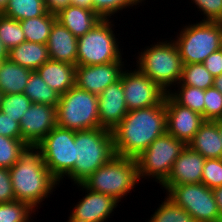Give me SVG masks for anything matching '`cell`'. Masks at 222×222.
Returning <instances> with one entry per match:
<instances>
[{
    "instance_id": "cell-49",
    "label": "cell",
    "mask_w": 222,
    "mask_h": 222,
    "mask_svg": "<svg viewBox=\"0 0 222 222\" xmlns=\"http://www.w3.org/2000/svg\"><path fill=\"white\" fill-rule=\"evenodd\" d=\"M2 96H3V93L0 91V109H1Z\"/></svg>"
},
{
    "instance_id": "cell-10",
    "label": "cell",
    "mask_w": 222,
    "mask_h": 222,
    "mask_svg": "<svg viewBox=\"0 0 222 222\" xmlns=\"http://www.w3.org/2000/svg\"><path fill=\"white\" fill-rule=\"evenodd\" d=\"M74 142L75 131L56 126L35 146L59 183L74 169L77 160Z\"/></svg>"
},
{
    "instance_id": "cell-9",
    "label": "cell",
    "mask_w": 222,
    "mask_h": 222,
    "mask_svg": "<svg viewBox=\"0 0 222 222\" xmlns=\"http://www.w3.org/2000/svg\"><path fill=\"white\" fill-rule=\"evenodd\" d=\"M186 144L167 132L156 138L136 159L139 179H155L160 185L167 179L175 160ZM142 178V179H141Z\"/></svg>"
},
{
    "instance_id": "cell-25",
    "label": "cell",
    "mask_w": 222,
    "mask_h": 222,
    "mask_svg": "<svg viewBox=\"0 0 222 222\" xmlns=\"http://www.w3.org/2000/svg\"><path fill=\"white\" fill-rule=\"evenodd\" d=\"M57 21L56 14L48 11L39 17L20 21L25 40L40 44H47L52 26Z\"/></svg>"
},
{
    "instance_id": "cell-2",
    "label": "cell",
    "mask_w": 222,
    "mask_h": 222,
    "mask_svg": "<svg viewBox=\"0 0 222 222\" xmlns=\"http://www.w3.org/2000/svg\"><path fill=\"white\" fill-rule=\"evenodd\" d=\"M9 172L16 200L29 204L34 210L60 184L45 165L42 153L32 146L9 168Z\"/></svg>"
},
{
    "instance_id": "cell-13",
    "label": "cell",
    "mask_w": 222,
    "mask_h": 222,
    "mask_svg": "<svg viewBox=\"0 0 222 222\" xmlns=\"http://www.w3.org/2000/svg\"><path fill=\"white\" fill-rule=\"evenodd\" d=\"M21 139L35 147L57 126L56 107L48 104L32 103L20 122Z\"/></svg>"
},
{
    "instance_id": "cell-44",
    "label": "cell",
    "mask_w": 222,
    "mask_h": 222,
    "mask_svg": "<svg viewBox=\"0 0 222 222\" xmlns=\"http://www.w3.org/2000/svg\"><path fill=\"white\" fill-rule=\"evenodd\" d=\"M70 5L93 10V0H70Z\"/></svg>"
},
{
    "instance_id": "cell-26",
    "label": "cell",
    "mask_w": 222,
    "mask_h": 222,
    "mask_svg": "<svg viewBox=\"0 0 222 222\" xmlns=\"http://www.w3.org/2000/svg\"><path fill=\"white\" fill-rule=\"evenodd\" d=\"M24 94L32 103L48 104L55 107L60 98V95L49 87L36 71L31 73Z\"/></svg>"
},
{
    "instance_id": "cell-31",
    "label": "cell",
    "mask_w": 222,
    "mask_h": 222,
    "mask_svg": "<svg viewBox=\"0 0 222 222\" xmlns=\"http://www.w3.org/2000/svg\"><path fill=\"white\" fill-rule=\"evenodd\" d=\"M29 146L22 139L0 135V167L11 168Z\"/></svg>"
},
{
    "instance_id": "cell-36",
    "label": "cell",
    "mask_w": 222,
    "mask_h": 222,
    "mask_svg": "<svg viewBox=\"0 0 222 222\" xmlns=\"http://www.w3.org/2000/svg\"><path fill=\"white\" fill-rule=\"evenodd\" d=\"M204 119L211 121L222 119V93L214 86L205 90Z\"/></svg>"
},
{
    "instance_id": "cell-29",
    "label": "cell",
    "mask_w": 222,
    "mask_h": 222,
    "mask_svg": "<svg viewBox=\"0 0 222 222\" xmlns=\"http://www.w3.org/2000/svg\"><path fill=\"white\" fill-rule=\"evenodd\" d=\"M177 88V91L174 89V91H169L168 94L178 104L200 113L204 118L205 90L186 85H177Z\"/></svg>"
},
{
    "instance_id": "cell-18",
    "label": "cell",
    "mask_w": 222,
    "mask_h": 222,
    "mask_svg": "<svg viewBox=\"0 0 222 222\" xmlns=\"http://www.w3.org/2000/svg\"><path fill=\"white\" fill-rule=\"evenodd\" d=\"M205 158L188 145L175 160L170 175L161 184L166 192L173 185L201 183Z\"/></svg>"
},
{
    "instance_id": "cell-37",
    "label": "cell",
    "mask_w": 222,
    "mask_h": 222,
    "mask_svg": "<svg viewBox=\"0 0 222 222\" xmlns=\"http://www.w3.org/2000/svg\"><path fill=\"white\" fill-rule=\"evenodd\" d=\"M201 183L210 189L222 186V158L205 160Z\"/></svg>"
},
{
    "instance_id": "cell-16",
    "label": "cell",
    "mask_w": 222,
    "mask_h": 222,
    "mask_svg": "<svg viewBox=\"0 0 222 222\" xmlns=\"http://www.w3.org/2000/svg\"><path fill=\"white\" fill-rule=\"evenodd\" d=\"M123 60L98 65H77L75 85L100 95L107 86L120 79L123 70L126 69Z\"/></svg>"
},
{
    "instance_id": "cell-15",
    "label": "cell",
    "mask_w": 222,
    "mask_h": 222,
    "mask_svg": "<svg viewBox=\"0 0 222 222\" xmlns=\"http://www.w3.org/2000/svg\"><path fill=\"white\" fill-rule=\"evenodd\" d=\"M164 100L167 133L188 145L205 119L200 113L178 104L168 93Z\"/></svg>"
},
{
    "instance_id": "cell-32",
    "label": "cell",
    "mask_w": 222,
    "mask_h": 222,
    "mask_svg": "<svg viewBox=\"0 0 222 222\" xmlns=\"http://www.w3.org/2000/svg\"><path fill=\"white\" fill-rule=\"evenodd\" d=\"M34 210L29 204L22 201H11L0 204V222H30ZM33 213V214H32Z\"/></svg>"
},
{
    "instance_id": "cell-7",
    "label": "cell",
    "mask_w": 222,
    "mask_h": 222,
    "mask_svg": "<svg viewBox=\"0 0 222 222\" xmlns=\"http://www.w3.org/2000/svg\"><path fill=\"white\" fill-rule=\"evenodd\" d=\"M57 126L73 131L100 127L98 95L76 85L60 95L56 106Z\"/></svg>"
},
{
    "instance_id": "cell-42",
    "label": "cell",
    "mask_w": 222,
    "mask_h": 222,
    "mask_svg": "<svg viewBox=\"0 0 222 222\" xmlns=\"http://www.w3.org/2000/svg\"><path fill=\"white\" fill-rule=\"evenodd\" d=\"M49 13L57 14L60 10L70 5V0H44Z\"/></svg>"
},
{
    "instance_id": "cell-30",
    "label": "cell",
    "mask_w": 222,
    "mask_h": 222,
    "mask_svg": "<svg viewBox=\"0 0 222 222\" xmlns=\"http://www.w3.org/2000/svg\"><path fill=\"white\" fill-rule=\"evenodd\" d=\"M163 201L147 222H197L186 210L176 205L168 196H165Z\"/></svg>"
},
{
    "instance_id": "cell-41",
    "label": "cell",
    "mask_w": 222,
    "mask_h": 222,
    "mask_svg": "<svg viewBox=\"0 0 222 222\" xmlns=\"http://www.w3.org/2000/svg\"><path fill=\"white\" fill-rule=\"evenodd\" d=\"M213 77L222 74V50L210 54L202 63Z\"/></svg>"
},
{
    "instance_id": "cell-20",
    "label": "cell",
    "mask_w": 222,
    "mask_h": 222,
    "mask_svg": "<svg viewBox=\"0 0 222 222\" xmlns=\"http://www.w3.org/2000/svg\"><path fill=\"white\" fill-rule=\"evenodd\" d=\"M36 72L59 95L75 86L76 65L49 59Z\"/></svg>"
},
{
    "instance_id": "cell-23",
    "label": "cell",
    "mask_w": 222,
    "mask_h": 222,
    "mask_svg": "<svg viewBox=\"0 0 222 222\" xmlns=\"http://www.w3.org/2000/svg\"><path fill=\"white\" fill-rule=\"evenodd\" d=\"M9 59L22 67L36 71L50 57L46 44L24 41L9 51Z\"/></svg>"
},
{
    "instance_id": "cell-43",
    "label": "cell",
    "mask_w": 222,
    "mask_h": 222,
    "mask_svg": "<svg viewBox=\"0 0 222 222\" xmlns=\"http://www.w3.org/2000/svg\"><path fill=\"white\" fill-rule=\"evenodd\" d=\"M212 192L222 219V186L212 189Z\"/></svg>"
},
{
    "instance_id": "cell-33",
    "label": "cell",
    "mask_w": 222,
    "mask_h": 222,
    "mask_svg": "<svg viewBox=\"0 0 222 222\" xmlns=\"http://www.w3.org/2000/svg\"><path fill=\"white\" fill-rule=\"evenodd\" d=\"M0 39L9 51L26 41L20 21L0 14Z\"/></svg>"
},
{
    "instance_id": "cell-12",
    "label": "cell",
    "mask_w": 222,
    "mask_h": 222,
    "mask_svg": "<svg viewBox=\"0 0 222 222\" xmlns=\"http://www.w3.org/2000/svg\"><path fill=\"white\" fill-rule=\"evenodd\" d=\"M122 86L129 111L159 105L167 94L150 77L138 69L123 70Z\"/></svg>"
},
{
    "instance_id": "cell-48",
    "label": "cell",
    "mask_w": 222,
    "mask_h": 222,
    "mask_svg": "<svg viewBox=\"0 0 222 222\" xmlns=\"http://www.w3.org/2000/svg\"><path fill=\"white\" fill-rule=\"evenodd\" d=\"M217 125H218L219 134H220V139L222 141V119L217 120Z\"/></svg>"
},
{
    "instance_id": "cell-11",
    "label": "cell",
    "mask_w": 222,
    "mask_h": 222,
    "mask_svg": "<svg viewBox=\"0 0 222 222\" xmlns=\"http://www.w3.org/2000/svg\"><path fill=\"white\" fill-rule=\"evenodd\" d=\"M166 196L197 222H222L212 189L202 183L173 185Z\"/></svg>"
},
{
    "instance_id": "cell-3",
    "label": "cell",
    "mask_w": 222,
    "mask_h": 222,
    "mask_svg": "<svg viewBox=\"0 0 222 222\" xmlns=\"http://www.w3.org/2000/svg\"><path fill=\"white\" fill-rule=\"evenodd\" d=\"M76 162L67 175L74 184H80L114 155L112 131L93 128L75 131Z\"/></svg>"
},
{
    "instance_id": "cell-22",
    "label": "cell",
    "mask_w": 222,
    "mask_h": 222,
    "mask_svg": "<svg viewBox=\"0 0 222 222\" xmlns=\"http://www.w3.org/2000/svg\"><path fill=\"white\" fill-rule=\"evenodd\" d=\"M188 146L205 159L222 158V141L217 120H205Z\"/></svg>"
},
{
    "instance_id": "cell-34",
    "label": "cell",
    "mask_w": 222,
    "mask_h": 222,
    "mask_svg": "<svg viewBox=\"0 0 222 222\" xmlns=\"http://www.w3.org/2000/svg\"><path fill=\"white\" fill-rule=\"evenodd\" d=\"M32 102L24 93L5 94L2 96L1 111L18 123Z\"/></svg>"
},
{
    "instance_id": "cell-17",
    "label": "cell",
    "mask_w": 222,
    "mask_h": 222,
    "mask_svg": "<svg viewBox=\"0 0 222 222\" xmlns=\"http://www.w3.org/2000/svg\"><path fill=\"white\" fill-rule=\"evenodd\" d=\"M122 74L120 79L107 86L98 95L100 127L112 131L129 112L124 99Z\"/></svg>"
},
{
    "instance_id": "cell-40",
    "label": "cell",
    "mask_w": 222,
    "mask_h": 222,
    "mask_svg": "<svg viewBox=\"0 0 222 222\" xmlns=\"http://www.w3.org/2000/svg\"><path fill=\"white\" fill-rule=\"evenodd\" d=\"M0 135L13 139H21L20 125L0 110Z\"/></svg>"
},
{
    "instance_id": "cell-35",
    "label": "cell",
    "mask_w": 222,
    "mask_h": 222,
    "mask_svg": "<svg viewBox=\"0 0 222 222\" xmlns=\"http://www.w3.org/2000/svg\"><path fill=\"white\" fill-rule=\"evenodd\" d=\"M146 0H93V11L102 19H110L122 9L137 6Z\"/></svg>"
},
{
    "instance_id": "cell-45",
    "label": "cell",
    "mask_w": 222,
    "mask_h": 222,
    "mask_svg": "<svg viewBox=\"0 0 222 222\" xmlns=\"http://www.w3.org/2000/svg\"><path fill=\"white\" fill-rule=\"evenodd\" d=\"M9 59V50L5 47L3 41L0 39V62Z\"/></svg>"
},
{
    "instance_id": "cell-47",
    "label": "cell",
    "mask_w": 222,
    "mask_h": 222,
    "mask_svg": "<svg viewBox=\"0 0 222 222\" xmlns=\"http://www.w3.org/2000/svg\"><path fill=\"white\" fill-rule=\"evenodd\" d=\"M9 0H0V14H2L8 6Z\"/></svg>"
},
{
    "instance_id": "cell-1",
    "label": "cell",
    "mask_w": 222,
    "mask_h": 222,
    "mask_svg": "<svg viewBox=\"0 0 222 222\" xmlns=\"http://www.w3.org/2000/svg\"><path fill=\"white\" fill-rule=\"evenodd\" d=\"M166 132L165 100L159 105L130 110L112 130L115 155L137 158Z\"/></svg>"
},
{
    "instance_id": "cell-24",
    "label": "cell",
    "mask_w": 222,
    "mask_h": 222,
    "mask_svg": "<svg viewBox=\"0 0 222 222\" xmlns=\"http://www.w3.org/2000/svg\"><path fill=\"white\" fill-rule=\"evenodd\" d=\"M33 71L12 62H0V91L5 94L24 93L25 86Z\"/></svg>"
},
{
    "instance_id": "cell-39",
    "label": "cell",
    "mask_w": 222,
    "mask_h": 222,
    "mask_svg": "<svg viewBox=\"0 0 222 222\" xmlns=\"http://www.w3.org/2000/svg\"><path fill=\"white\" fill-rule=\"evenodd\" d=\"M16 200L8 168L0 167V204Z\"/></svg>"
},
{
    "instance_id": "cell-6",
    "label": "cell",
    "mask_w": 222,
    "mask_h": 222,
    "mask_svg": "<svg viewBox=\"0 0 222 222\" xmlns=\"http://www.w3.org/2000/svg\"><path fill=\"white\" fill-rule=\"evenodd\" d=\"M176 38L173 41L183 64L203 63L210 54L221 49L222 22L197 21L185 25Z\"/></svg>"
},
{
    "instance_id": "cell-46",
    "label": "cell",
    "mask_w": 222,
    "mask_h": 222,
    "mask_svg": "<svg viewBox=\"0 0 222 222\" xmlns=\"http://www.w3.org/2000/svg\"><path fill=\"white\" fill-rule=\"evenodd\" d=\"M213 86L222 93V74L220 76L214 77Z\"/></svg>"
},
{
    "instance_id": "cell-14",
    "label": "cell",
    "mask_w": 222,
    "mask_h": 222,
    "mask_svg": "<svg viewBox=\"0 0 222 222\" xmlns=\"http://www.w3.org/2000/svg\"><path fill=\"white\" fill-rule=\"evenodd\" d=\"M76 185L85 190V196L72 208L66 222H107L119 202L110 195L87 189L82 183Z\"/></svg>"
},
{
    "instance_id": "cell-38",
    "label": "cell",
    "mask_w": 222,
    "mask_h": 222,
    "mask_svg": "<svg viewBox=\"0 0 222 222\" xmlns=\"http://www.w3.org/2000/svg\"><path fill=\"white\" fill-rule=\"evenodd\" d=\"M205 16L201 21L222 22V0H191Z\"/></svg>"
},
{
    "instance_id": "cell-27",
    "label": "cell",
    "mask_w": 222,
    "mask_h": 222,
    "mask_svg": "<svg viewBox=\"0 0 222 222\" xmlns=\"http://www.w3.org/2000/svg\"><path fill=\"white\" fill-rule=\"evenodd\" d=\"M47 12L44 0H9L8 6L2 15L22 21L39 17Z\"/></svg>"
},
{
    "instance_id": "cell-4",
    "label": "cell",
    "mask_w": 222,
    "mask_h": 222,
    "mask_svg": "<svg viewBox=\"0 0 222 222\" xmlns=\"http://www.w3.org/2000/svg\"><path fill=\"white\" fill-rule=\"evenodd\" d=\"M159 40L138 52L136 68L150 77L165 92L179 83L182 75L183 63L178 48L173 40Z\"/></svg>"
},
{
    "instance_id": "cell-5",
    "label": "cell",
    "mask_w": 222,
    "mask_h": 222,
    "mask_svg": "<svg viewBox=\"0 0 222 222\" xmlns=\"http://www.w3.org/2000/svg\"><path fill=\"white\" fill-rule=\"evenodd\" d=\"M139 181L136 159L114 155L82 184L91 191L110 195L121 202Z\"/></svg>"
},
{
    "instance_id": "cell-19",
    "label": "cell",
    "mask_w": 222,
    "mask_h": 222,
    "mask_svg": "<svg viewBox=\"0 0 222 222\" xmlns=\"http://www.w3.org/2000/svg\"><path fill=\"white\" fill-rule=\"evenodd\" d=\"M77 42L78 38L56 21L46 44L50 59L77 66Z\"/></svg>"
},
{
    "instance_id": "cell-8",
    "label": "cell",
    "mask_w": 222,
    "mask_h": 222,
    "mask_svg": "<svg viewBox=\"0 0 222 222\" xmlns=\"http://www.w3.org/2000/svg\"><path fill=\"white\" fill-rule=\"evenodd\" d=\"M112 22L101 19L90 31L78 37L77 65L107 64L123 59Z\"/></svg>"
},
{
    "instance_id": "cell-21",
    "label": "cell",
    "mask_w": 222,
    "mask_h": 222,
    "mask_svg": "<svg viewBox=\"0 0 222 222\" xmlns=\"http://www.w3.org/2000/svg\"><path fill=\"white\" fill-rule=\"evenodd\" d=\"M56 18L77 38L90 31L102 19L93 10L73 5L60 10Z\"/></svg>"
},
{
    "instance_id": "cell-28",
    "label": "cell",
    "mask_w": 222,
    "mask_h": 222,
    "mask_svg": "<svg viewBox=\"0 0 222 222\" xmlns=\"http://www.w3.org/2000/svg\"><path fill=\"white\" fill-rule=\"evenodd\" d=\"M214 77L202 63L183 64L181 79L176 85H186L206 90L212 87Z\"/></svg>"
}]
</instances>
